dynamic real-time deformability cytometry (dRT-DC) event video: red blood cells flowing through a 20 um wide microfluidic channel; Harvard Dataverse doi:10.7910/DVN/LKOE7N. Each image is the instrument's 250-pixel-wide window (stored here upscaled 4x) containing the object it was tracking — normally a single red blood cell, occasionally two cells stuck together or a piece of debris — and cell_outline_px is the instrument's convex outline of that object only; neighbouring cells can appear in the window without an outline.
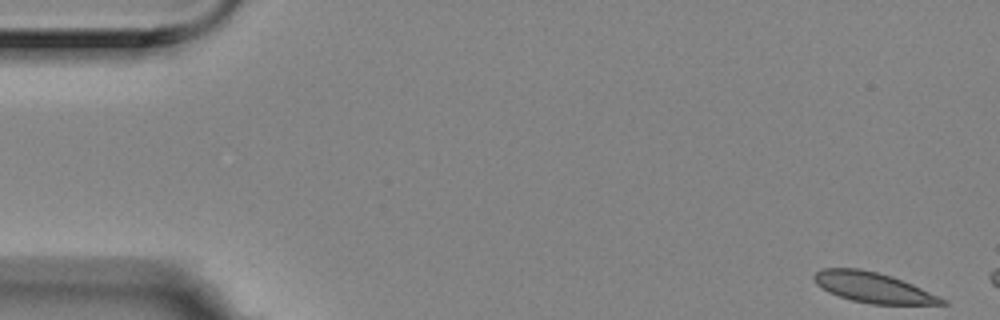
{"species": "Egyptian fruit bat (a non-hibernating species)", "species_latin": "Rousettus aegyptiacus", "temperature_condition": "room temperature", "stored_images_in_passage": 3, "camera_frame_rate_fps": 3000, "um_per_image_px": 0.085, "animal": {"sex": "female"}, "frame": {"image": 1, "passage_image": 1, "time_ms": 0.0, "image_size_px": [1000, 320], "cell_outline_px": [[948, 304], [872, 304], [852, 300], [828, 292], [820, 288], [812, 280], [812, 276], [816, 272], [824, 268], [860, 268], [892, 276], [912, 284], [940, 296], [948, 300]], "centroid_in_image_um": [74.2, 24.43], "position_along_channel_um": 10.8, "area_um2": 22.6}}